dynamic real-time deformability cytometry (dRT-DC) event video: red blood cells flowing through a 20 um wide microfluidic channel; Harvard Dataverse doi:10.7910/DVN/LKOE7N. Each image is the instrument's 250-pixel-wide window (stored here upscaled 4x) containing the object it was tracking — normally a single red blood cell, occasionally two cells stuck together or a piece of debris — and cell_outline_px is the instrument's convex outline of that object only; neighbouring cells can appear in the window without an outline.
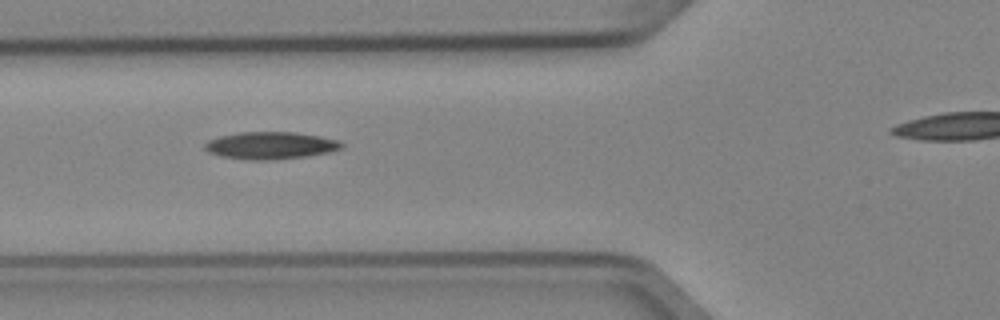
{"species": "Egyptian fruit bat (a non-hibernating species)", "species_latin": "Rousettus aegyptiacus", "temperature_condition": "cold", "stored_images_in_passage": 5, "camera_frame_rate_fps": 3000, "um_per_image_px": 0.085, "animal": {"sex": "female"}, "frame": {"image": 1, "passage_image": 3, "time_ms": 0.667, "image_size_px": [1000, 320], "cell_outline_px": [[344, 148], [328, 152], [308, 156], [272, 160], [244, 160], [220, 156], [208, 152], [204, 148], [204, 144], [208, 140], [220, 136], [240, 132], [292, 132], [320, 136], [336, 140], [344, 144]], "centroid_in_image_um": [22.97, 12.37], "position_along_channel_um": 102.8, "area_um2": 21.85}}
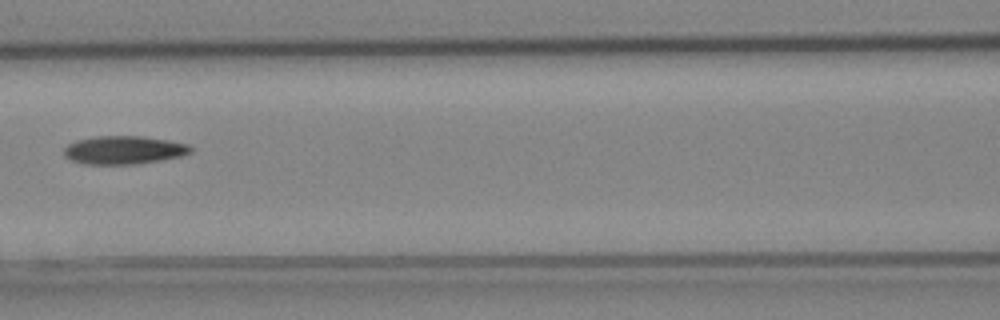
{"frame": {"image": 2, "passage_image": 4, "time_ms": 1.0, "image_size_px": [1000, 320], "cell_outline_px": [[192, 152], [180, 156], [160, 160], [136, 164], [84, 164], [72, 160], [64, 156], [64, 148], [68, 144], [76, 140], [96, 136], [144, 136], [168, 140], [188, 144], [192, 148]], "centroid_in_image_um": [10.52, 12.75], "position_along_channel_um": 156.1, "area_um2": 20.87}}